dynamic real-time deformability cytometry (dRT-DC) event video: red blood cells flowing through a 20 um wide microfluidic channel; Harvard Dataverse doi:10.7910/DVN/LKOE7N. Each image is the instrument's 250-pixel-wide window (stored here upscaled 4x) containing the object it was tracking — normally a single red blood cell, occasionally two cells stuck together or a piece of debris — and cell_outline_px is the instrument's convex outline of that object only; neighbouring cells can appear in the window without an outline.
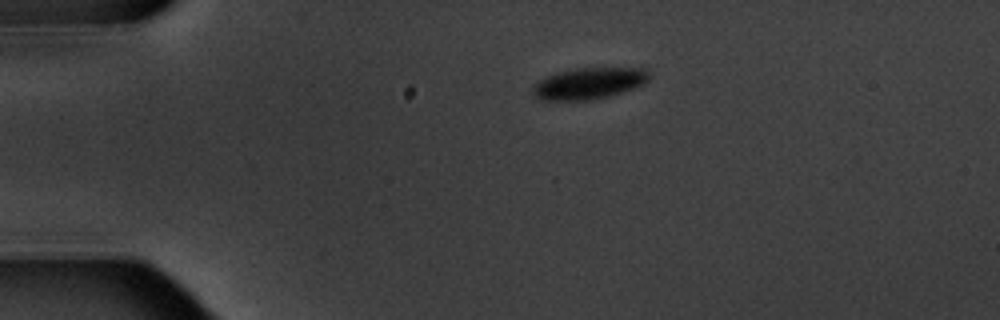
{"species": "common noctule bat (a hibernating species)", "species_latin": "Nyctalus noctula", "temperature_condition": "warm", "stored_images_in_passage": 2, "camera_frame_rate_fps": 3000, "um_per_image_px": 0.085, "animal": {"sex": "male", "body_mass_g": 20.1, "forearm_length_mm": 53.5}, "frame": {"image": 1, "passage_image": 1, "time_ms": 0.0, "image_size_px": [1000, 320], "cell_outline_px": [[648, 80], [644, 84], [608, 96], [588, 100], [540, 100], [532, 96], [532, 88], [540, 80], [556, 72], [576, 68], [648, 68]], "centroid_in_image_um": [50.03, 7.08], "position_along_channel_um": 35.0, "area_um2": 21.15}}